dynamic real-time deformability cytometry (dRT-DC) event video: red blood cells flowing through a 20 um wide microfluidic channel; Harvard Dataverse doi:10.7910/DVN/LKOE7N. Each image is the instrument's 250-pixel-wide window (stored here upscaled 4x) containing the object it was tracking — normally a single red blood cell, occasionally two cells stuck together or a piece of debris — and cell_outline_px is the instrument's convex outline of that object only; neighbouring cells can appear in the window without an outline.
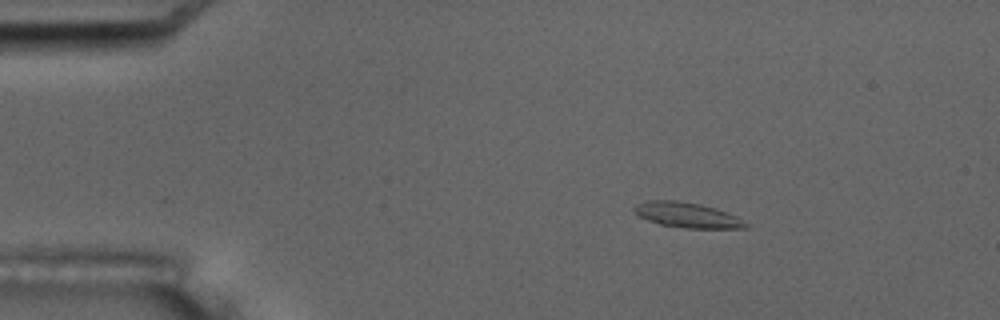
{"species": "common noctule bat (a hibernating species)", "species_latin": "Nyctalus noctula", "temperature_condition": "room temperature", "stored_images_in_passage": 3, "camera_frame_rate_fps": 3000, "um_per_image_px": 0.085, "animal": {"sex": "male", "body_mass_g": 17.5, "forearm_length_mm": 52.3}, "frame": {"image": 1, "passage_image": 2, "time_ms": 2.333, "image_size_px": [1000, 320], "cell_outline_px": [[748, 228], [684, 228], [660, 224], [648, 220], [640, 216], [632, 208], [636, 204], [648, 200], [676, 200], [700, 204], [716, 208], [736, 216], [748, 224]], "centroid_in_image_um": [58.4, 18.27], "position_along_channel_um": 26.6, "area_um2": 16.24}}